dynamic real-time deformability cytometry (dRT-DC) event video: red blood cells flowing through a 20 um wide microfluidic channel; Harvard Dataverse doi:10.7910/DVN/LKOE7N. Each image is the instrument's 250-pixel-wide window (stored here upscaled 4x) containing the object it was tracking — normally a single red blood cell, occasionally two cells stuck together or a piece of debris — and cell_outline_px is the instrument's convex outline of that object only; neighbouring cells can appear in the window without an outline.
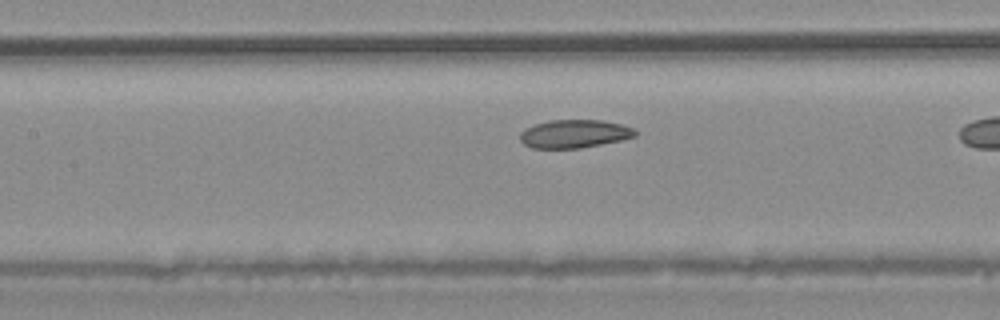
{"species": "common noctule bat (a hibernating species)", "species_latin": "Nyctalus noctula", "temperature_condition": "warm", "stored_images_in_passage": 16, "camera_frame_rate_fps": 3000, "um_per_image_px": 0.085, "animal": {"sex": "male", "body_mass_g": 20.4}, "frame": {"image": 1, "passage_image": 14, "time_ms": 4.333, "image_size_px": [1000, 320], "cell_outline_px": [[636, 136], [620, 140], [580, 148], [532, 148], [524, 144], [520, 140], [520, 132], [524, 128], [536, 124], [552, 120], [604, 120], [620, 124], [632, 128], [636, 132]], "centroid_in_image_um": [48.79, 11.37], "position_along_channel_um": 158.6, "area_um2": 18.79}}